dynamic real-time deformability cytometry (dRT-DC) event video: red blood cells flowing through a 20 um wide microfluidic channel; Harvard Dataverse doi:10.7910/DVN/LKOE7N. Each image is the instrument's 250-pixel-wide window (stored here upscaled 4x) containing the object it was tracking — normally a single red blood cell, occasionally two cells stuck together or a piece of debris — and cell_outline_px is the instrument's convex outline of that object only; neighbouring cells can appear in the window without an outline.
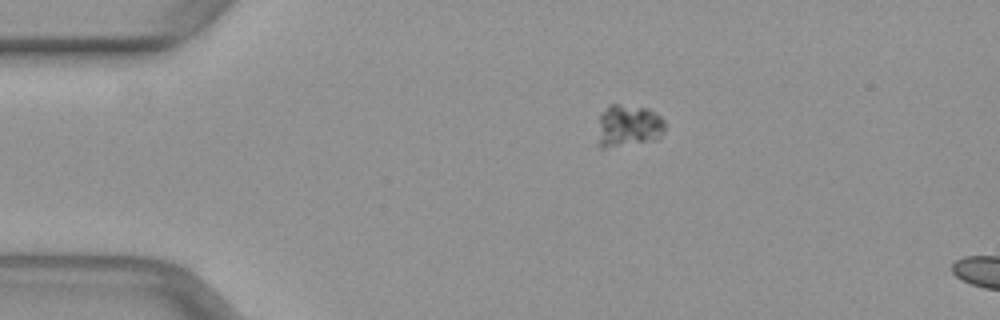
{"species": "common noctule bat (a hibernating species)", "species_latin": "Nyctalus noctula", "temperature_condition": "warm", "stored_images_in_passage": 5, "camera_frame_rate_fps": 3000, "um_per_image_px": 0.085, "animal": {"sex": "female", "body_mass_g": 29.2, "forearm_length_mm": 56.3}, "frame": {"image": 1, "passage_image": 1, "time_ms": 0.0, "image_size_px": [1000, 320], "cell_outline_px": [[664, 128], [660, 136], [656, 140], [604, 148], [600, 148], [596, 144], [600, 116], [608, 104], [620, 104], [648, 108], [660, 116], [664, 120]], "centroid_in_image_um": [53.38, 10.7], "position_along_channel_um": 31.6, "area_um2": 16.7}}